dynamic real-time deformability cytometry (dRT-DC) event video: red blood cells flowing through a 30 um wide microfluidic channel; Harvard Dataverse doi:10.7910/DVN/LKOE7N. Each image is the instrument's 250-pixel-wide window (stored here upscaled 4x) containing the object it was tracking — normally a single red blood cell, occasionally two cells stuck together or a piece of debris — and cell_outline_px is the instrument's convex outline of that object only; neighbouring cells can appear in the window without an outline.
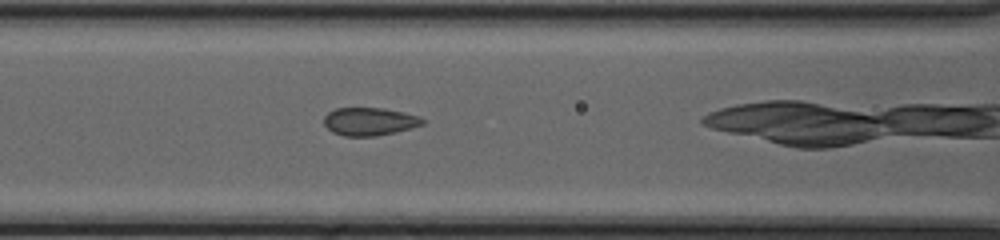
{"species": "common noctule bat (a hibernating species)", "species_latin": "Nyctalus noctula", "temperature_condition": "cold", "stored_images_in_passage": 39, "camera_frame_rate_fps": 3000, "um_per_image_px": 0.085, "animal": {"sex": "female", "body_mass_g": 20.0, "forearm_length_mm": 54.0}, "frame": {"image": 1, "passage_image": 20, "time_ms": 6.333, "image_size_px": [1000, 240], "cell_outline_px": [[424, 124], [412, 128], [396, 132], [376, 136], [344, 136], [332, 132], [324, 124], [324, 116], [328, 112], [336, 108], [384, 108], [404, 112], [420, 116], [424, 120]], "centroid_in_image_um": [31.42, 10.33], "position_along_channel_um": 135.2, "area_um2": 16.18}}
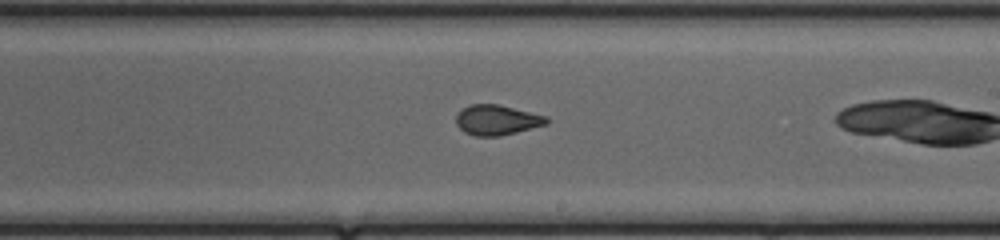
{"frame": {"image": 2, "passage_image": 28, "time_ms": 9.0, "image_size_px": [1000, 240], "cell_outline_px": [[552, 120], [548, 124], [500, 136], [476, 136], [464, 132], [456, 124], [456, 112], [472, 104], [500, 104], [548, 116]], "centroid_in_image_um": [42.27, 10.19], "position_along_channel_um": 246.7, "area_um2": 16.13}}
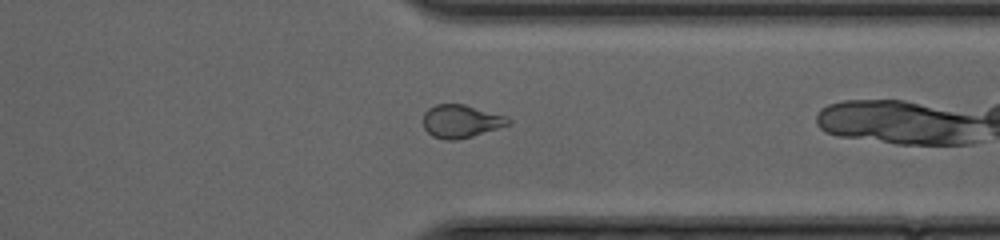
{"frame": {"image": 3, "passage_image": 37, "time_ms": 12.0, "image_size_px": [1000, 240], "cell_outline_px": [[512, 120], [508, 124], [472, 136], [456, 140], [444, 140], [432, 136], [424, 128], [424, 112], [428, 108], [436, 104], [464, 104], [504, 116]], "centroid_in_image_um": [39.12, 10.3], "position_along_channel_um": 372.3, "area_um2": 16.07}}